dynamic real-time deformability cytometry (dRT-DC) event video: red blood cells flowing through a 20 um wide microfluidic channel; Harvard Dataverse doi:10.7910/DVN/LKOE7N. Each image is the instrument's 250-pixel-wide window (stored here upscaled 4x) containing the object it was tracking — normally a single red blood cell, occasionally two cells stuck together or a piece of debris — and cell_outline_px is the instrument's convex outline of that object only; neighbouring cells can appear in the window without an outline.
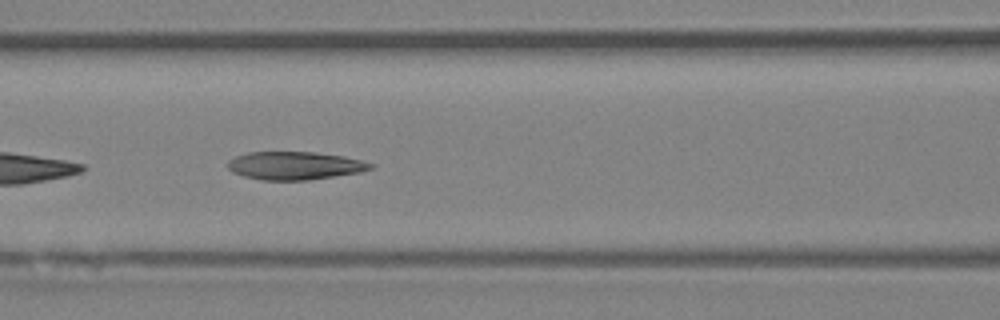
{"species": "Egyptian fruit bat (a non-hibernating species)", "species_latin": "Rousettus aegyptiacus", "temperature_condition": "room temperature", "stored_images_in_passage": 23, "camera_frame_rate_fps": 3000, "um_per_image_px": 0.085, "animal": {"sex": "female"}, "frame": {"image": 1, "passage_image": 7, "time_ms": 2.0, "image_size_px": [1000, 320], "cell_outline_px": [[376, 164], [372, 168], [360, 172], [308, 180], [264, 180], [244, 176], [232, 172], [228, 168], [228, 160], [236, 156], [248, 152], [316, 152], [344, 156]], "centroid_in_image_um": [25.06, 14.07], "position_along_channel_um": 141.5, "area_um2": 23.29}}
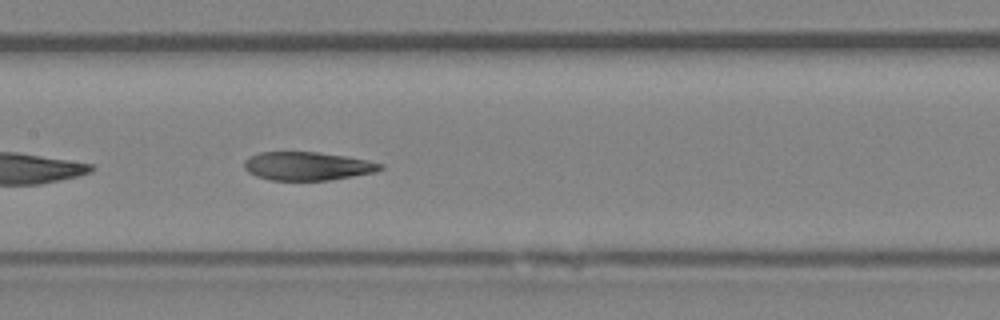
{"frame": {"image": 2, "passage_image": 10, "time_ms": 3.0, "image_size_px": [1000, 320], "cell_outline_px": [[384, 168], [376, 172], [328, 180], [272, 180], [256, 176], [248, 172], [244, 168], [244, 160], [248, 156], [260, 152], [316, 152], [348, 156], [368, 160], [384, 164]], "centroid_in_image_um": [26.13, 14.11], "position_along_channel_um": 181.3, "area_um2": 22.66}}